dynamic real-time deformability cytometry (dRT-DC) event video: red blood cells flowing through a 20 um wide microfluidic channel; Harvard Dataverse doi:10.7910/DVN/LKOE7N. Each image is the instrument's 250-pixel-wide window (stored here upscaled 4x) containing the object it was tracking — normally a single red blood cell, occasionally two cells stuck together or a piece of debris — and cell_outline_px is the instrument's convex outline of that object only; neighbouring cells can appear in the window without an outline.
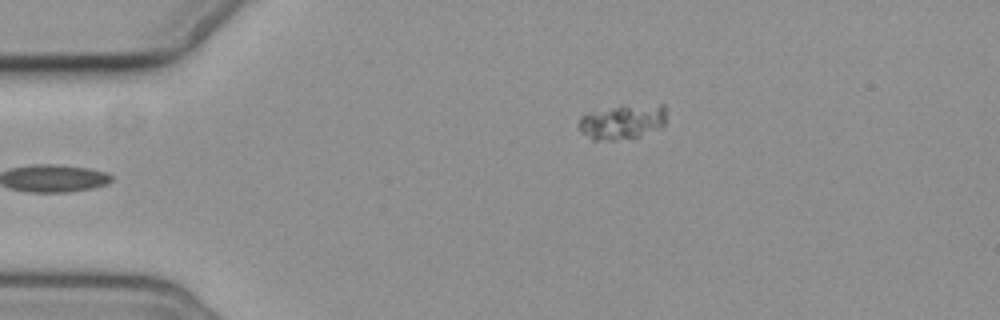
{"species": "common noctule bat (a hibernating species)", "species_latin": "Nyctalus noctula", "temperature_condition": "cold", "stored_images_in_passage": 6, "camera_frame_rate_fps": 3000, "um_per_image_px": 0.085, "animal": {"sex": "female", "body_mass_g": 19.3, "forearm_length_mm": 54.1}, "frame": {"image": 1, "passage_image": 6, "time_ms": 6.0, "image_size_px": [1000, 320], "cell_outline_px": [[664, 124], [660, 128], [640, 136], [616, 140], [592, 140], [580, 132], [580, 116], [588, 112], [620, 104], [664, 104]], "centroid_in_image_um": [52.88, 10.32], "position_along_channel_um": 32.1, "area_um2": 18.09}}